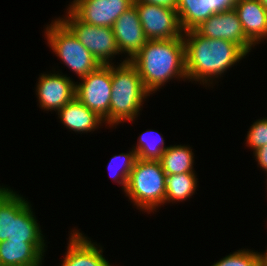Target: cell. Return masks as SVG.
I'll use <instances>...</instances> for the list:
<instances>
[{
	"instance_id": "cell-1",
	"label": "cell",
	"mask_w": 267,
	"mask_h": 266,
	"mask_svg": "<svg viewBox=\"0 0 267 266\" xmlns=\"http://www.w3.org/2000/svg\"><path fill=\"white\" fill-rule=\"evenodd\" d=\"M187 80L205 86L213 83L232 66L246 58L247 53L237 44L224 39H211L195 30L183 32Z\"/></svg>"
},
{
	"instance_id": "cell-2",
	"label": "cell",
	"mask_w": 267,
	"mask_h": 266,
	"mask_svg": "<svg viewBox=\"0 0 267 266\" xmlns=\"http://www.w3.org/2000/svg\"><path fill=\"white\" fill-rule=\"evenodd\" d=\"M130 62L137 68L144 88L151 95L174 78L187 79L183 36L148 40Z\"/></svg>"
},
{
	"instance_id": "cell-3",
	"label": "cell",
	"mask_w": 267,
	"mask_h": 266,
	"mask_svg": "<svg viewBox=\"0 0 267 266\" xmlns=\"http://www.w3.org/2000/svg\"><path fill=\"white\" fill-rule=\"evenodd\" d=\"M112 91L110 99V128L134 121L150 93L144 88L137 68L127 60L111 65Z\"/></svg>"
},
{
	"instance_id": "cell-4",
	"label": "cell",
	"mask_w": 267,
	"mask_h": 266,
	"mask_svg": "<svg viewBox=\"0 0 267 266\" xmlns=\"http://www.w3.org/2000/svg\"><path fill=\"white\" fill-rule=\"evenodd\" d=\"M138 210L150 212L164 206L166 174L160 160L136 159L124 192Z\"/></svg>"
},
{
	"instance_id": "cell-5",
	"label": "cell",
	"mask_w": 267,
	"mask_h": 266,
	"mask_svg": "<svg viewBox=\"0 0 267 266\" xmlns=\"http://www.w3.org/2000/svg\"><path fill=\"white\" fill-rule=\"evenodd\" d=\"M44 33L52 52L78 78L87 76L100 66L91 52L81 44L74 33L59 18L51 21Z\"/></svg>"
},
{
	"instance_id": "cell-6",
	"label": "cell",
	"mask_w": 267,
	"mask_h": 266,
	"mask_svg": "<svg viewBox=\"0 0 267 266\" xmlns=\"http://www.w3.org/2000/svg\"><path fill=\"white\" fill-rule=\"evenodd\" d=\"M66 17H58L91 52L100 65H112L115 55H119L115 36L110 27H97L81 21L69 8ZM114 57V58H113Z\"/></svg>"
},
{
	"instance_id": "cell-7",
	"label": "cell",
	"mask_w": 267,
	"mask_h": 266,
	"mask_svg": "<svg viewBox=\"0 0 267 266\" xmlns=\"http://www.w3.org/2000/svg\"><path fill=\"white\" fill-rule=\"evenodd\" d=\"M75 83V98L103 119L104 124L110 126L111 65H100Z\"/></svg>"
},
{
	"instance_id": "cell-8",
	"label": "cell",
	"mask_w": 267,
	"mask_h": 266,
	"mask_svg": "<svg viewBox=\"0 0 267 266\" xmlns=\"http://www.w3.org/2000/svg\"><path fill=\"white\" fill-rule=\"evenodd\" d=\"M148 40H167L183 36L177 11L148 3H133Z\"/></svg>"
},
{
	"instance_id": "cell-9",
	"label": "cell",
	"mask_w": 267,
	"mask_h": 266,
	"mask_svg": "<svg viewBox=\"0 0 267 266\" xmlns=\"http://www.w3.org/2000/svg\"><path fill=\"white\" fill-rule=\"evenodd\" d=\"M134 0H73L68 8L83 22L112 28Z\"/></svg>"
},
{
	"instance_id": "cell-10",
	"label": "cell",
	"mask_w": 267,
	"mask_h": 266,
	"mask_svg": "<svg viewBox=\"0 0 267 266\" xmlns=\"http://www.w3.org/2000/svg\"><path fill=\"white\" fill-rule=\"evenodd\" d=\"M194 30L207 38L229 40L240 46L247 54L255 46L246 37L234 8L210 16Z\"/></svg>"
},
{
	"instance_id": "cell-11",
	"label": "cell",
	"mask_w": 267,
	"mask_h": 266,
	"mask_svg": "<svg viewBox=\"0 0 267 266\" xmlns=\"http://www.w3.org/2000/svg\"><path fill=\"white\" fill-rule=\"evenodd\" d=\"M36 85L39 106L44 111H56L71 102L76 96L75 82L63 73H41Z\"/></svg>"
},
{
	"instance_id": "cell-12",
	"label": "cell",
	"mask_w": 267,
	"mask_h": 266,
	"mask_svg": "<svg viewBox=\"0 0 267 266\" xmlns=\"http://www.w3.org/2000/svg\"><path fill=\"white\" fill-rule=\"evenodd\" d=\"M112 30L118 50L120 54L126 53L127 61H130L148 41L134 5L115 21Z\"/></svg>"
},
{
	"instance_id": "cell-13",
	"label": "cell",
	"mask_w": 267,
	"mask_h": 266,
	"mask_svg": "<svg viewBox=\"0 0 267 266\" xmlns=\"http://www.w3.org/2000/svg\"><path fill=\"white\" fill-rule=\"evenodd\" d=\"M233 0H178L177 15L183 32L194 30L210 16L233 9Z\"/></svg>"
},
{
	"instance_id": "cell-14",
	"label": "cell",
	"mask_w": 267,
	"mask_h": 266,
	"mask_svg": "<svg viewBox=\"0 0 267 266\" xmlns=\"http://www.w3.org/2000/svg\"><path fill=\"white\" fill-rule=\"evenodd\" d=\"M61 266H112L103 255V247L77 229L71 230Z\"/></svg>"
},
{
	"instance_id": "cell-15",
	"label": "cell",
	"mask_w": 267,
	"mask_h": 266,
	"mask_svg": "<svg viewBox=\"0 0 267 266\" xmlns=\"http://www.w3.org/2000/svg\"><path fill=\"white\" fill-rule=\"evenodd\" d=\"M31 204L15 192V218H12L11 237L6 241L45 242Z\"/></svg>"
},
{
	"instance_id": "cell-16",
	"label": "cell",
	"mask_w": 267,
	"mask_h": 266,
	"mask_svg": "<svg viewBox=\"0 0 267 266\" xmlns=\"http://www.w3.org/2000/svg\"><path fill=\"white\" fill-rule=\"evenodd\" d=\"M44 242H0V266H42Z\"/></svg>"
},
{
	"instance_id": "cell-17",
	"label": "cell",
	"mask_w": 267,
	"mask_h": 266,
	"mask_svg": "<svg viewBox=\"0 0 267 266\" xmlns=\"http://www.w3.org/2000/svg\"><path fill=\"white\" fill-rule=\"evenodd\" d=\"M234 10L246 37L255 46L267 39V10L259 0H238Z\"/></svg>"
},
{
	"instance_id": "cell-18",
	"label": "cell",
	"mask_w": 267,
	"mask_h": 266,
	"mask_svg": "<svg viewBox=\"0 0 267 266\" xmlns=\"http://www.w3.org/2000/svg\"><path fill=\"white\" fill-rule=\"evenodd\" d=\"M57 114L60 122L65 125L64 127L71 129L75 133L93 132L104 123L103 119L87 108L77 98L67 103Z\"/></svg>"
},
{
	"instance_id": "cell-19",
	"label": "cell",
	"mask_w": 267,
	"mask_h": 266,
	"mask_svg": "<svg viewBox=\"0 0 267 266\" xmlns=\"http://www.w3.org/2000/svg\"><path fill=\"white\" fill-rule=\"evenodd\" d=\"M194 156L189 145H170L162 154L160 162L166 175L195 172Z\"/></svg>"
},
{
	"instance_id": "cell-20",
	"label": "cell",
	"mask_w": 267,
	"mask_h": 266,
	"mask_svg": "<svg viewBox=\"0 0 267 266\" xmlns=\"http://www.w3.org/2000/svg\"><path fill=\"white\" fill-rule=\"evenodd\" d=\"M195 172L166 175L165 203L182 202L190 199L198 187Z\"/></svg>"
},
{
	"instance_id": "cell-21",
	"label": "cell",
	"mask_w": 267,
	"mask_h": 266,
	"mask_svg": "<svg viewBox=\"0 0 267 266\" xmlns=\"http://www.w3.org/2000/svg\"><path fill=\"white\" fill-rule=\"evenodd\" d=\"M162 134L155 130H146L138 137L136 146H133L136 157L143 160H160L164 151L169 147L165 146Z\"/></svg>"
},
{
	"instance_id": "cell-22",
	"label": "cell",
	"mask_w": 267,
	"mask_h": 266,
	"mask_svg": "<svg viewBox=\"0 0 267 266\" xmlns=\"http://www.w3.org/2000/svg\"><path fill=\"white\" fill-rule=\"evenodd\" d=\"M12 218H15V191L0 185V242L11 237Z\"/></svg>"
},
{
	"instance_id": "cell-23",
	"label": "cell",
	"mask_w": 267,
	"mask_h": 266,
	"mask_svg": "<svg viewBox=\"0 0 267 266\" xmlns=\"http://www.w3.org/2000/svg\"><path fill=\"white\" fill-rule=\"evenodd\" d=\"M136 159L137 157L135 150L132 148L129 153L114 155L108 163V170L109 173L112 172L111 175L113 181L117 182L118 185H121L124 192L126 190L128 178Z\"/></svg>"
},
{
	"instance_id": "cell-24",
	"label": "cell",
	"mask_w": 267,
	"mask_h": 266,
	"mask_svg": "<svg viewBox=\"0 0 267 266\" xmlns=\"http://www.w3.org/2000/svg\"><path fill=\"white\" fill-rule=\"evenodd\" d=\"M211 266H259L258 251L240 249L221 258Z\"/></svg>"
},
{
	"instance_id": "cell-25",
	"label": "cell",
	"mask_w": 267,
	"mask_h": 266,
	"mask_svg": "<svg viewBox=\"0 0 267 266\" xmlns=\"http://www.w3.org/2000/svg\"><path fill=\"white\" fill-rule=\"evenodd\" d=\"M246 146L254 152L267 144V117L258 119L249 128Z\"/></svg>"
},
{
	"instance_id": "cell-26",
	"label": "cell",
	"mask_w": 267,
	"mask_h": 266,
	"mask_svg": "<svg viewBox=\"0 0 267 266\" xmlns=\"http://www.w3.org/2000/svg\"><path fill=\"white\" fill-rule=\"evenodd\" d=\"M255 161L258 162V167L262 168L265 173L267 172V144L260 147L253 152Z\"/></svg>"
},
{
	"instance_id": "cell-27",
	"label": "cell",
	"mask_w": 267,
	"mask_h": 266,
	"mask_svg": "<svg viewBox=\"0 0 267 266\" xmlns=\"http://www.w3.org/2000/svg\"><path fill=\"white\" fill-rule=\"evenodd\" d=\"M134 3H148L176 10L178 0H134Z\"/></svg>"
},
{
	"instance_id": "cell-28",
	"label": "cell",
	"mask_w": 267,
	"mask_h": 266,
	"mask_svg": "<svg viewBox=\"0 0 267 266\" xmlns=\"http://www.w3.org/2000/svg\"><path fill=\"white\" fill-rule=\"evenodd\" d=\"M259 255V266H267V249L264 253L258 252Z\"/></svg>"
},
{
	"instance_id": "cell-29",
	"label": "cell",
	"mask_w": 267,
	"mask_h": 266,
	"mask_svg": "<svg viewBox=\"0 0 267 266\" xmlns=\"http://www.w3.org/2000/svg\"><path fill=\"white\" fill-rule=\"evenodd\" d=\"M263 7L267 10V0H259Z\"/></svg>"
}]
</instances>
